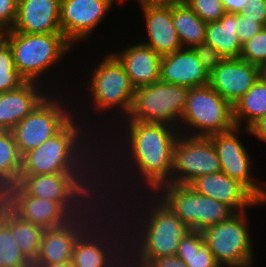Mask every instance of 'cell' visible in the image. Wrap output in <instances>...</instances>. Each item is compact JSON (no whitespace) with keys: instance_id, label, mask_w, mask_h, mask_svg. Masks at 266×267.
<instances>
[{"instance_id":"6da1fadb","label":"cell","mask_w":266,"mask_h":267,"mask_svg":"<svg viewBox=\"0 0 266 267\" xmlns=\"http://www.w3.org/2000/svg\"><path fill=\"white\" fill-rule=\"evenodd\" d=\"M124 124L126 126H121V128H125L123 136L125 141L122 142L121 148L122 151L125 148L127 151H123L124 154L126 153L123 160L129 158L132 161L130 160V163L126 164L127 162L124 160L123 163L132 170L137 169L140 174L136 175L139 178L141 176L142 182H144L142 184L147 186L144 193L146 194L149 188L148 191L153 190L150 193L154 195L153 192L161 185L171 184L173 150L180 135L178 128L175 129L174 126L162 123L133 120H124Z\"/></svg>"},{"instance_id":"7a4b0ae2","label":"cell","mask_w":266,"mask_h":267,"mask_svg":"<svg viewBox=\"0 0 266 267\" xmlns=\"http://www.w3.org/2000/svg\"><path fill=\"white\" fill-rule=\"evenodd\" d=\"M154 200L149 201L152 208L151 206L146 207L147 211L144 210L142 214L146 217L143 218L141 215L138 217L141 218L140 221L137 220L138 225L142 227L139 228L137 224L132 225L127 222L131 219L129 216L123 218V222L129 223L127 226L130 227L124 229L127 230L126 233L129 236H127V252L137 261L145 264L155 258L176 255L180 241L191 230L160 198ZM130 224L134 227H131Z\"/></svg>"},{"instance_id":"3957f363","label":"cell","mask_w":266,"mask_h":267,"mask_svg":"<svg viewBox=\"0 0 266 267\" xmlns=\"http://www.w3.org/2000/svg\"><path fill=\"white\" fill-rule=\"evenodd\" d=\"M0 35L12 49L18 73L26 81L40 84L41 74L60 62L73 47L62 33L28 34L9 29Z\"/></svg>"},{"instance_id":"277c9868","label":"cell","mask_w":266,"mask_h":267,"mask_svg":"<svg viewBox=\"0 0 266 267\" xmlns=\"http://www.w3.org/2000/svg\"><path fill=\"white\" fill-rule=\"evenodd\" d=\"M154 193L158 195L153 199L160 198L191 230L202 232L236 213L227 204L198 193L190 185L166 183Z\"/></svg>"},{"instance_id":"5b68a950","label":"cell","mask_w":266,"mask_h":267,"mask_svg":"<svg viewBox=\"0 0 266 267\" xmlns=\"http://www.w3.org/2000/svg\"><path fill=\"white\" fill-rule=\"evenodd\" d=\"M189 88L162 81L135 88L130 114L124 120L162 123L180 128ZM178 125V127H177Z\"/></svg>"},{"instance_id":"8992f818","label":"cell","mask_w":266,"mask_h":267,"mask_svg":"<svg viewBox=\"0 0 266 267\" xmlns=\"http://www.w3.org/2000/svg\"><path fill=\"white\" fill-rule=\"evenodd\" d=\"M180 124H188L193 128L192 134H183L192 137H209L227 132L235 127L233 106L209 84L190 88Z\"/></svg>"},{"instance_id":"52a82bcc","label":"cell","mask_w":266,"mask_h":267,"mask_svg":"<svg viewBox=\"0 0 266 267\" xmlns=\"http://www.w3.org/2000/svg\"><path fill=\"white\" fill-rule=\"evenodd\" d=\"M245 212H236L229 219L202 231L217 263L222 267H250L253 264L252 241Z\"/></svg>"},{"instance_id":"ba28073f","label":"cell","mask_w":266,"mask_h":267,"mask_svg":"<svg viewBox=\"0 0 266 267\" xmlns=\"http://www.w3.org/2000/svg\"><path fill=\"white\" fill-rule=\"evenodd\" d=\"M99 198L100 199L102 198L101 200L103 202L102 201L100 202ZM105 198L106 197L104 196L98 198H77V199H74L72 197H63L62 202L60 204V220L58 228L63 230L75 245L99 240L107 232V230H109L108 228H110L112 224L115 223V221L117 220L116 214L113 216L109 214L111 212L108 211L110 208H114L112 207L114 206L113 205L114 203L104 202ZM103 203L108 204V206L107 205L102 206ZM106 206L107 207L111 206V207L105 208ZM96 208H98L99 210L98 209L96 210ZM104 213L106 214L108 213L109 215H106ZM102 215L105 216L103 217ZM110 216H113V219L114 218L115 219L112 220ZM108 218H110L109 220L113 222L107 220L108 222L107 223L105 220Z\"/></svg>"},{"instance_id":"9c48e42d","label":"cell","mask_w":266,"mask_h":267,"mask_svg":"<svg viewBox=\"0 0 266 267\" xmlns=\"http://www.w3.org/2000/svg\"><path fill=\"white\" fill-rule=\"evenodd\" d=\"M97 67V68H96ZM94 68L92 78L88 81V89L93 99L94 110L111 111L121 109L127 117L132 109L135 88L119 60L109 53Z\"/></svg>"},{"instance_id":"30bf717a","label":"cell","mask_w":266,"mask_h":267,"mask_svg":"<svg viewBox=\"0 0 266 267\" xmlns=\"http://www.w3.org/2000/svg\"><path fill=\"white\" fill-rule=\"evenodd\" d=\"M75 117L56 135L22 156L20 175L61 173L65 160L89 137L86 131L82 130L85 126L81 127L78 124L77 120L80 121L81 119H76Z\"/></svg>"},{"instance_id":"8fae6325","label":"cell","mask_w":266,"mask_h":267,"mask_svg":"<svg viewBox=\"0 0 266 267\" xmlns=\"http://www.w3.org/2000/svg\"><path fill=\"white\" fill-rule=\"evenodd\" d=\"M48 96L47 93L38 106L11 130L22 156L56 135L74 117L73 109L70 113L60 99Z\"/></svg>"},{"instance_id":"7c38bea8","label":"cell","mask_w":266,"mask_h":267,"mask_svg":"<svg viewBox=\"0 0 266 267\" xmlns=\"http://www.w3.org/2000/svg\"><path fill=\"white\" fill-rule=\"evenodd\" d=\"M216 172H221V164L212 140L180 134L173 150L171 184L189 185L197 177Z\"/></svg>"},{"instance_id":"4fadbf2b","label":"cell","mask_w":266,"mask_h":267,"mask_svg":"<svg viewBox=\"0 0 266 267\" xmlns=\"http://www.w3.org/2000/svg\"><path fill=\"white\" fill-rule=\"evenodd\" d=\"M91 139H92L91 136H89V140L86 139L85 142H83V144L65 160L62 166L60 174L64 182V196L63 197H72L74 199L93 198V197L97 198V196L102 197L104 195L99 192H102L103 190L105 191V189L108 188L106 187L108 184H105V183H107L108 180L106 179L110 177L109 176L110 174L108 173L106 176H104L105 175L104 172L102 170L100 171L98 168H100L99 166L102 167L104 164H106V162H109V161L105 160V163L104 161L101 162L102 159L104 158L101 157L100 158L101 160H100L99 159L100 152L96 151L99 153L98 154L94 152L96 150L95 148H92V146L90 147L89 144H91L90 143ZM87 141L89 142L86 143ZM93 155L94 156L97 155V156L94 158ZM96 159L98 162H96ZM92 160H95V161H92ZM96 165H98V167ZM102 175H103V178L105 177L107 178L101 179ZM97 177L99 178V180ZM100 180L103 181V183ZM97 182L98 183L101 182V183L98 185ZM99 186L102 189L101 191L98 189Z\"/></svg>"},{"instance_id":"5bb4252c","label":"cell","mask_w":266,"mask_h":267,"mask_svg":"<svg viewBox=\"0 0 266 267\" xmlns=\"http://www.w3.org/2000/svg\"><path fill=\"white\" fill-rule=\"evenodd\" d=\"M239 127L209 136L221 164V171L241 183L258 201L266 202V190L251 176V160L238 136ZM237 132V133H236Z\"/></svg>"},{"instance_id":"9a60e30c","label":"cell","mask_w":266,"mask_h":267,"mask_svg":"<svg viewBox=\"0 0 266 267\" xmlns=\"http://www.w3.org/2000/svg\"><path fill=\"white\" fill-rule=\"evenodd\" d=\"M113 4V0H60L62 34L72 45L87 39Z\"/></svg>"},{"instance_id":"2e32d148","label":"cell","mask_w":266,"mask_h":267,"mask_svg":"<svg viewBox=\"0 0 266 267\" xmlns=\"http://www.w3.org/2000/svg\"><path fill=\"white\" fill-rule=\"evenodd\" d=\"M117 219L120 222L116 221L112 228H109L99 240L80 243L74 246L72 255L73 267H119L125 252H127V247H125L127 245V241H125L127 240V233L122 229V227H126V224L121 223L120 217ZM118 224L122 225L121 228ZM114 225H117V228ZM122 233L126 235L123 236Z\"/></svg>"},{"instance_id":"e0dca14e","label":"cell","mask_w":266,"mask_h":267,"mask_svg":"<svg viewBox=\"0 0 266 267\" xmlns=\"http://www.w3.org/2000/svg\"><path fill=\"white\" fill-rule=\"evenodd\" d=\"M258 79V66L240 58H225L209 74V85L233 106Z\"/></svg>"},{"instance_id":"ac0fdd59","label":"cell","mask_w":266,"mask_h":267,"mask_svg":"<svg viewBox=\"0 0 266 267\" xmlns=\"http://www.w3.org/2000/svg\"><path fill=\"white\" fill-rule=\"evenodd\" d=\"M189 185L198 193L227 204L235 212L266 203L258 201L241 183L222 171L197 177Z\"/></svg>"},{"instance_id":"d6986e66","label":"cell","mask_w":266,"mask_h":267,"mask_svg":"<svg viewBox=\"0 0 266 267\" xmlns=\"http://www.w3.org/2000/svg\"><path fill=\"white\" fill-rule=\"evenodd\" d=\"M12 30L28 34L62 33L60 0H18Z\"/></svg>"},{"instance_id":"ffe728a7","label":"cell","mask_w":266,"mask_h":267,"mask_svg":"<svg viewBox=\"0 0 266 267\" xmlns=\"http://www.w3.org/2000/svg\"><path fill=\"white\" fill-rule=\"evenodd\" d=\"M160 81L187 88L209 84V73L191 48H181L161 57Z\"/></svg>"},{"instance_id":"44dd1931","label":"cell","mask_w":266,"mask_h":267,"mask_svg":"<svg viewBox=\"0 0 266 267\" xmlns=\"http://www.w3.org/2000/svg\"><path fill=\"white\" fill-rule=\"evenodd\" d=\"M146 21L148 42L144 44L152 48L161 57L182 48L173 25V5L142 4Z\"/></svg>"},{"instance_id":"7402d4cb","label":"cell","mask_w":266,"mask_h":267,"mask_svg":"<svg viewBox=\"0 0 266 267\" xmlns=\"http://www.w3.org/2000/svg\"><path fill=\"white\" fill-rule=\"evenodd\" d=\"M39 82L26 81L19 88L0 93V130H12L47 96Z\"/></svg>"},{"instance_id":"603a6c76","label":"cell","mask_w":266,"mask_h":267,"mask_svg":"<svg viewBox=\"0 0 266 267\" xmlns=\"http://www.w3.org/2000/svg\"><path fill=\"white\" fill-rule=\"evenodd\" d=\"M125 69L134 88L160 81L161 56L144 44H133L113 54Z\"/></svg>"},{"instance_id":"cb8c5ba5","label":"cell","mask_w":266,"mask_h":267,"mask_svg":"<svg viewBox=\"0 0 266 267\" xmlns=\"http://www.w3.org/2000/svg\"><path fill=\"white\" fill-rule=\"evenodd\" d=\"M239 14L226 12L219 21L208 22L205 41L225 58H240L242 47L237 29Z\"/></svg>"},{"instance_id":"d4e9b609","label":"cell","mask_w":266,"mask_h":267,"mask_svg":"<svg viewBox=\"0 0 266 267\" xmlns=\"http://www.w3.org/2000/svg\"><path fill=\"white\" fill-rule=\"evenodd\" d=\"M17 214L44 229L55 228L60 220V203L27 195L21 190Z\"/></svg>"},{"instance_id":"484cf974","label":"cell","mask_w":266,"mask_h":267,"mask_svg":"<svg viewBox=\"0 0 266 267\" xmlns=\"http://www.w3.org/2000/svg\"><path fill=\"white\" fill-rule=\"evenodd\" d=\"M262 116H266V82L260 78L254 85L233 105V120L236 127L249 128Z\"/></svg>"},{"instance_id":"4316f807","label":"cell","mask_w":266,"mask_h":267,"mask_svg":"<svg viewBox=\"0 0 266 267\" xmlns=\"http://www.w3.org/2000/svg\"><path fill=\"white\" fill-rule=\"evenodd\" d=\"M173 25L182 48H191L205 41L207 23L186 3L173 5Z\"/></svg>"},{"instance_id":"83f0119b","label":"cell","mask_w":266,"mask_h":267,"mask_svg":"<svg viewBox=\"0 0 266 267\" xmlns=\"http://www.w3.org/2000/svg\"><path fill=\"white\" fill-rule=\"evenodd\" d=\"M75 244L58 227L44 229L38 256L33 264H53L72 261Z\"/></svg>"},{"instance_id":"f1b7e54d","label":"cell","mask_w":266,"mask_h":267,"mask_svg":"<svg viewBox=\"0 0 266 267\" xmlns=\"http://www.w3.org/2000/svg\"><path fill=\"white\" fill-rule=\"evenodd\" d=\"M2 220L11 228L13 238L22 254L33 264L39 253L44 228L32 224L17 213Z\"/></svg>"},{"instance_id":"f546056e","label":"cell","mask_w":266,"mask_h":267,"mask_svg":"<svg viewBox=\"0 0 266 267\" xmlns=\"http://www.w3.org/2000/svg\"><path fill=\"white\" fill-rule=\"evenodd\" d=\"M176 255L188 267H221L204 242L201 231L190 230L180 241Z\"/></svg>"},{"instance_id":"4dcf8cb0","label":"cell","mask_w":266,"mask_h":267,"mask_svg":"<svg viewBox=\"0 0 266 267\" xmlns=\"http://www.w3.org/2000/svg\"><path fill=\"white\" fill-rule=\"evenodd\" d=\"M20 176L22 190L27 195L49 199L61 204L64 196V182L60 173Z\"/></svg>"},{"instance_id":"1f68e13d","label":"cell","mask_w":266,"mask_h":267,"mask_svg":"<svg viewBox=\"0 0 266 267\" xmlns=\"http://www.w3.org/2000/svg\"><path fill=\"white\" fill-rule=\"evenodd\" d=\"M25 82L15 67L9 43L0 35V93L15 90Z\"/></svg>"},{"instance_id":"d6a6232c","label":"cell","mask_w":266,"mask_h":267,"mask_svg":"<svg viewBox=\"0 0 266 267\" xmlns=\"http://www.w3.org/2000/svg\"><path fill=\"white\" fill-rule=\"evenodd\" d=\"M22 155L10 130H0V174L20 175Z\"/></svg>"},{"instance_id":"836d02e7","label":"cell","mask_w":266,"mask_h":267,"mask_svg":"<svg viewBox=\"0 0 266 267\" xmlns=\"http://www.w3.org/2000/svg\"><path fill=\"white\" fill-rule=\"evenodd\" d=\"M0 267H33L12 235L11 228L0 219Z\"/></svg>"},{"instance_id":"e575fe53","label":"cell","mask_w":266,"mask_h":267,"mask_svg":"<svg viewBox=\"0 0 266 267\" xmlns=\"http://www.w3.org/2000/svg\"><path fill=\"white\" fill-rule=\"evenodd\" d=\"M22 178L0 174V219L18 212Z\"/></svg>"},{"instance_id":"d590c367","label":"cell","mask_w":266,"mask_h":267,"mask_svg":"<svg viewBox=\"0 0 266 267\" xmlns=\"http://www.w3.org/2000/svg\"><path fill=\"white\" fill-rule=\"evenodd\" d=\"M240 59L258 67L266 61V27L243 44Z\"/></svg>"},{"instance_id":"8d00e7d4","label":"cell","mask_w":266,"mask_h":267,"mask_svg":"<svg viewBox=\"0 0 266 267\" xmlns=\"http://www.w3.org/2000/svg\"><path fill=\"white\" fill-rule=\"evenodd\" d=\"M186 4L206 23L219 21L226 13L221 0H187Z\"/></svg>"},{"instance_id":"74e56055","label":"cell","mask_w":266,"mask_h":267,"mask_svg":"<svg viewBox=\"0 0 266 267\" xmlns=\"http://www.w3.org/2000/svg\"><path fill=\"white\" fill-rule=\"evenodd\" d=\"M191 49L209 74L225 59V56L206 42L194 45Z\"/></svg>"},{"instance_id":"f35d334b","label":"cell","mask_w":266,"mask_h":267,"mask_svg":"<svg viewBox=\"0 0 266 267\" xmlns=\"http://www.w3.org/2000/svg\"><path fill=\"white\" fill-rule=\"evenodd\" d=\"M18 0H0V33L12 29L17 18Z\"/></svg>"},{"instance_id":"ab89813d","label":"cell","mask_w":266,"mask_h":267,"mask_svg":"<svg viewBox=\"0 0 266 267\" xmlns=\"http://www.w3.org/2000/svg\"><path fill=\"white\" fill-rule=\"evenodd\" d=\"M240 14L266 27V0H247Z\"/></svg>"},{"instance_id":"60d3db41","label":"cell","mask_w":266,"mask_h":267,"mask_svg":"<svg viewBox=\"0 0 266 267\" xmlns=\"http://www.w3.org/2000/svg\"><path fill=\"white\" fill-rule=\"evenodd\" d=\"M262 28H264V26L261 23L251 20L250 18H246L239 13V23L236 27V32L242 45L255 34L260 32Z\"/></svg>"},{"instance_id":"b9f144b4","label":"cell","mask_w":266,"mask_h":267,"mask_svg":"<svg viewBox=\"0 0 266 267\" xmlns=\"http://www.w3.org/2000/svg\"><path fill=\"white\" fill-rule=\"evenodd\" d=\"M149 267H188L177 255L152 259Z\"/></svg>"},{"instance_id":"7bdbcfd3","label":"cell","mask_w":266,"mask_h":267,"mask_svg":"<svg viewBox=\"0 0 266 267\" xmlns=\"http://www.w3.org/2000/svg\"><path fill=\"white\" fill-rule=\"evenodd\" d=\"M245 130L248 133L256 136L260 141L266 143V116H262Z\"/></svg>"},{"instance_id":"ee69618b","label":"cell","mask_w":266,"mask_h":267,"mask_svg":"<svg viewBox=\"0 0 266 267\" xmlns=\"http://www.w3.org/2000/svg\"><path fill=\"white\" fill-rule=\"evenodd\" d=\"M228 13L239 14L246 7L247 0H221Z\"/></svg>"},{"instance_id":"f6af8a7d","label":"cell","mask_w":266,"mask_h":267,"mask_svg":"<svg viewBox=\"0 0 266 267\" xmlns=\"http://www.w3.org/2000/svg\"><path fill=\"white\" fill-rule=\"evenodd\" d=\"M119 267H149V265L140 261H136V259L133 258L128 252H125Z\"/></svg>"},{"instance_id":"bcb514c9","label":"cell","mask_w":266,"mask_h":267,"mask_svg":"<svg viewBox=\"0 0 266 267\" xmlns=\"http://www.w3.org/2000/svg\"><path fill=\"white\" fill-rule=\"evenodd\" d=\"M187 0H147L148 4L153 5H176L186 3Z\"/></svg>"},{"instance_id":"7dc6e473","label":"cell","mask_w":266,"mask_h":267,"mask_svg":"<svg viewBox=\"0 0 266 267\" xmlns=\"http://www.w3.org/2000/svg\"><path fill=\"white\" fill-rule=\"evenodd\" d=\"M33 267H73L72 261L53 264H32Z\"/></svg>"},{"instance_id":"c3c4849f","label":"cell","mask_w":266,"mask_h":267,"mask_svg":"<svg viewBox=\"0 0 266 267\" xmlns=\"http://www.w3.org/2000/svg\"><path fill=\"white\" fill-rule=\"evenodd\" d=\"M259 78L266 82V61L259 66Z\"/></svg>"},{"instance_id":"681fc988","label":"cell","mask_w":266,"mask_h":267,"mask_svg":"<svg viewBox=\"0 0 266 267\" xmlns=\"http://www.w3.org/2000/svg\"><path fill=\"white\" fill-rule=\"evenodd\" d=\"M115 1H119V2H124V0H113V3H115ZM139 1V4L142 5V4H146L147 3V0H138Z\"/></svg>"}]
</instances>
